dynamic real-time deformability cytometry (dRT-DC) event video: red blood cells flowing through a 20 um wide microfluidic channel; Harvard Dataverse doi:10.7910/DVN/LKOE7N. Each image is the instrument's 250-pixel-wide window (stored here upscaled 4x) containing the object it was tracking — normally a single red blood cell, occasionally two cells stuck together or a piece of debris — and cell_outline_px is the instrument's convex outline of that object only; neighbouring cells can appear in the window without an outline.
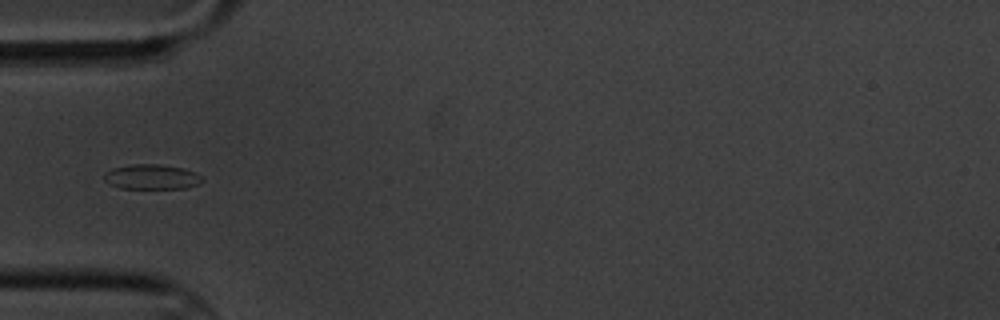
{"species": "common noctule bat (a hibernating species)", "species_latin": "Nyctalus noctula", "temperature_condition": "cold", "stored_images_in_passage": 14, "camera_frame_rate_fps": 3000, "um_per_image_px": 0.085, "animal": {"sex": "male", "body_mass_g": 20.1, "forearm_length_mm": 53.5}, "frame": {"image": 1, "passage_image": 4, "time_ms": 4.333, "image_size_px": [1000, 320], "cell_outline_px": [[204, 180], [188, 188], [120, 188], [108, 184], [104, 180], [104, 172], [112, 168], [128, 164], [156, 164], [184, 168], [196, 172]], "centroid_in_image_um": [12.85, 15.02], "position_along_channel_um": 72.1, "area_um2": 14.33}}
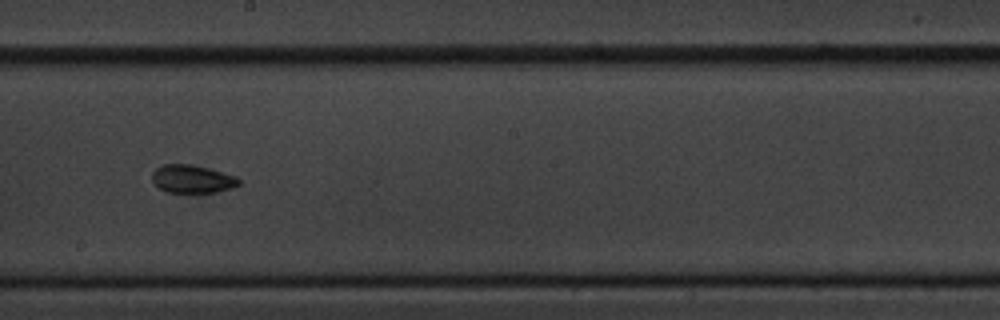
{"frame": {"image": 2, "passage_image": 8, "time_ms": 9.0, "image_size_px": [1000, 320], "cell_outline_px": [[240, 184], [232, 188], [216, 192], [168, 192], [152, 184], [152, 172], [156, 168], [164, 164], [192, 164], [208, 168], [236, 176], [240, 180]], "centroid_in_image_um": [16.33, 15.21], "position_along_channel_um": 231.9, "area_um2": 14.22}}
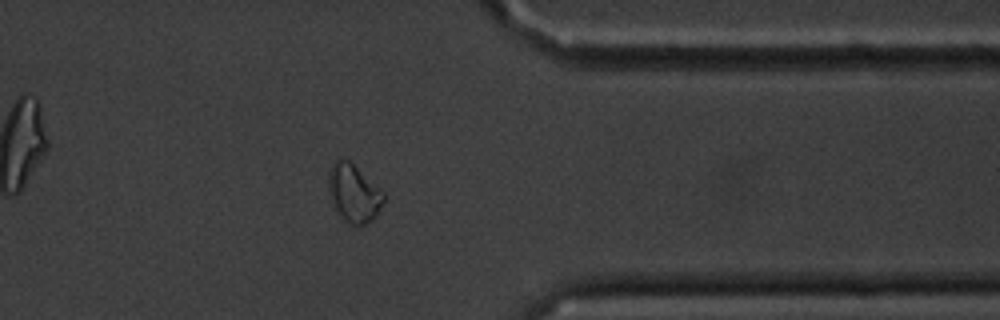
{"frame": {"image": 3, "passage_image": 12, "time_ms": 13.667, "image_size_px": [1000, 320], "cell_outline_px": [[384, 200], [376, 216], [372, 220], [360, 228], [348, 224], [336, 212], [332, 204], [328, 188], [328, 172], [332, 164], [340, 156], [348, 160], [384, 192]], "centroid_in_image_um": [30.04, 16.46], "position_along_channel_um": 381.4, "area_um2": 18.9}, "authors_computed_cell_mechanics": {"area_um2": 14.9124, "velocity_mm_per_s": 3.4213, "shape_relaxation_time_tau1_ms": 4.6856, "shape_relaxation_time_tau2_ms": 1.7655, "deformation_change_tau1": 0.088, "deformation_change_tau2": 0.049}}